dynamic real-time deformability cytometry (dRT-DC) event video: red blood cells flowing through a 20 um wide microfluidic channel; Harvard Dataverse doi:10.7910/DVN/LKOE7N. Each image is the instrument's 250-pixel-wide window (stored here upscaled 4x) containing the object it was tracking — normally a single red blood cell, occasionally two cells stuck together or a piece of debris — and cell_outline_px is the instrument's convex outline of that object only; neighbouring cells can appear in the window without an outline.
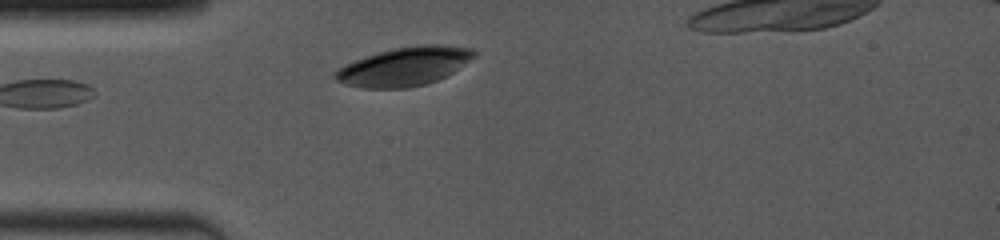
{"species": "common noctule bat (a hibernating species)", "species_latin": "Nyctalus noctula", "temperature_condition": "room temperature", "stored_images_in_passage": 4, "camera_frame_rate_fps": 4000, "um_per_image_px": 0.085, "animal": {"sex": "female", "body_mass_g": 19.0, "forearm_length_mm": 53.3}, "frame": {"image": 1, "passage_image": 2, "time_ms": 0.75, "image_size_px": [1000, 240], "cell_outline_px": [[476, 56], [452, 72], [436, 80], [424, 84], [408, 88], [360, 88], [344, 84], [336, 80], [332, 76], [332, 72], [344, 64], [380, 52], [396, 48], [420, 44], [440, 44], [472, 48], [476, 52]], "centroid_in_image_um": [34.34, 5.65], "position_along_channel_um": 50.7, "area_um2": 31.21}}